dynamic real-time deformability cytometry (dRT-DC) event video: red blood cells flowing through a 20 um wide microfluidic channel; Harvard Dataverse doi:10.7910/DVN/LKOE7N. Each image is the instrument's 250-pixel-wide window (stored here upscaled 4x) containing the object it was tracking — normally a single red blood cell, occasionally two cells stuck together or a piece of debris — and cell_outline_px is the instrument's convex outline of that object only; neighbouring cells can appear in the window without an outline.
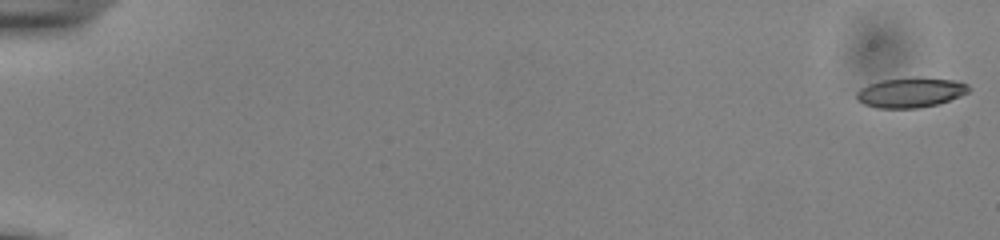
{"species": "common noctule bat (a hibernating species)", "species_latin": "Nyctalus noctula", "temperature_condition": "cold", "stored_images_in_passage": 55, "camera_frame_rate_fps": 3000, "um_per_image_px": 0.085, "animal": {"sex": "male", "body_mass_g": 13.0, "forearm_length_mm": 53.1}, "frame": {"image": 1, "passage_image": 1, "time_ms": 0.0, "image_size_px": [1000, 240], "cell_outline_px": [[972, 88], [968, 92], [960, 96], [936, 104], [920, 108], [876, 108], [864, 104], [856, 96], [856, 92], [860, 88], [868, 84], [884, 80], [956, 80], [968, 84]], "centroid_in_image_um": [77.39, 7.91], "position_along_channel_um": 7.6, "area_um2": 18.67}}
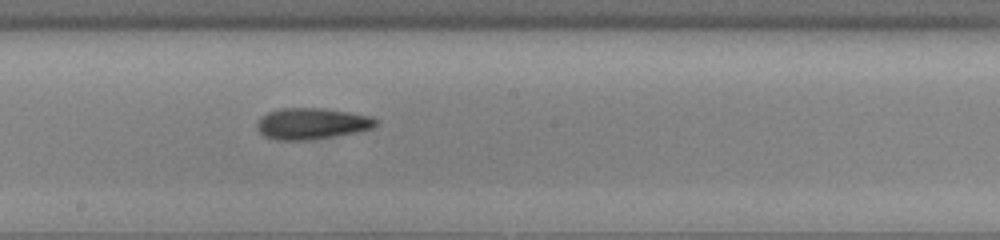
{"frame": {"image": 2, "passage_image": 32, "time_ms": 10.333, "image_size_px": [1000, 240], "cell_outline_px": [[376, 124], [372, 128], [360, 132], [308, 140], [276, 140], [264, 136], [256, 128], [256, 124], [268, 112], [280, 108], [324, 108], [372, 116], [376, 120]], "centroid_in_image_um": [26.51, 10.51], "position_along_channel_um": 221.7, "area_um2": 21.62}}
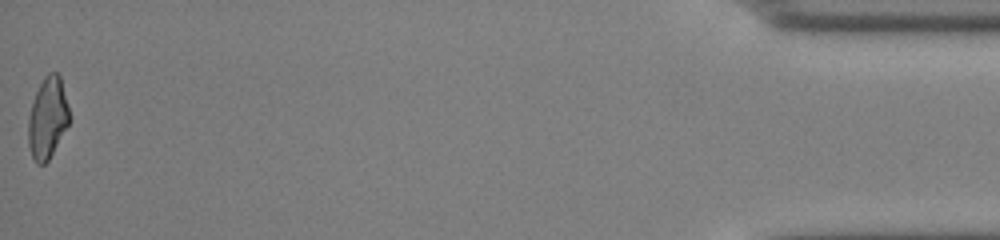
{"frame": {"image": 3, "passage_image": 55, "time_ms": 18.0, "image_size_px": [1000, 240], "cell_outline_px": [[68, 124], [48, 160], [44, 164], [36, 164], [32, 156], [28, 144], [28, 120], [32, 104], [36, 92], [44, 76], [48, 72], [56, 72], [60, 76], [68, 108]], "centroid_in_image_um": [4.02, 10.03], "position_along_channel_um": 431.2, "area_um2": 18.96}, "authors_computed_cell_mechanics": {"area_um2": 20.4034, "velocity_mm_per_s": 3.8671, "shape_relaxation_time_tau1_ms": 2.6859, "shape_relaxation_time_tau2_ms": 3.6634, "deformation_change_tau1": 0.1278, "deformation_change_tau2": 0.1243}}